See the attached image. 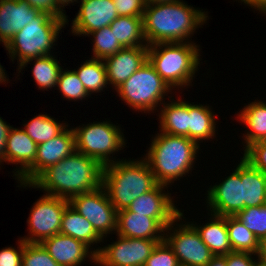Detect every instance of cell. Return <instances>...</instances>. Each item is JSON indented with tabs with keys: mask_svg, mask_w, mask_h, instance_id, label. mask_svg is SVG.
I'll use <instances>...</instances> for the list:
<instances>
[{
	"mask_svg": "<svg viewBox=\"0 0 266 266\" xmlns=\"http://www.w3.org/2000/svg\"><path fill=\"white\" fill-rule=\"evenodd\" d=\"M200 48L195 42L151 44L148 61L166 84L179 93L193 85L202 61Z\"/></svg>",
	"mask_w": 266,
	"mask_h": 266,
	"instance_id": "obj_4",
	"label": "cell"
},
{
	"mask_svg": "<svg viewBox=\"0 0 266 266\" xmlns=\"http://www.w3.org/2000/svg\"><path fill=\"white\" fill-rule=\"evenodd\" d=\"M24 122L22 124L24 131L37 145L57 137L69 126L68 122L64 120L62 122L57 121L47 113H39L36 116L34 115L31 120Z\"/></svg>",
	"mask_w": 266,
	"mask_h": 266,
	"instance_id": "obj_30",
	"label": "cell"
},
{
	"mask_svg": "<svg viewBox=\"0 0 266 266\" xmlns=\"http://www.w3.org/2000/svg\"><path fill=\"white\" fill-rule=\"evenodd\" d=\"M59 93L63 96L64 100L67 101H82V99L89 98V94L83 86L82 82L79 80L78 75L74 70H69L63 67L60 72L57 86Z\"/></svg>",
	"mask_w": 266,
	"mask_h": 266,
	"instance_id": "obj_34",
	"label": "cell"
},
{
	"mask_svg": "<svg viewBox=\"0 0 266 266\" xmlns=\"http://www.w3.org/2000/svg\"><path fill=\"white\" fill-rule=\"evenodd\" d=\"M103 168L98 160L75 151L47 168L31 184L17 182V187L40 189L44 194L70 200L101 187Z\"/></svg>",
	"mask_w": 266,
	"mask_h": 266,
	"instance_id": "obj_1",
	"label": "cell"
},
{
	"mask_svg": "<svg viewBox=\"0 0 266 266\" xmlns=\"http://www.w3.org/2000/svg\"><path fill=\"white\" fill-rule=\"evenodd\" d=\"M118 16L143 17L145 0H112Z\"/></svg>",
	"mask_w": 266,
	"mask_h": 266,
	"instance_id": "obj_40",
	"label": "cell"
},
{
	"mask_svg": "<svg viewBox=\"0 0 266 266\" xmlns=\"http://www.w3.org/2000/svg\"><path fill=\"white\" fill-rule=\"evenodd\" d=\"M184 219L183 209L165 229L164 241L174 251L181 266H206L215 255L202 241L196 228Z\"/></svg>",
	"mask_w": 266,
	"mask_h": 266,
	"instance_id": "obj_9",
	"label": "cell"
},
{
	"mask_svg": "<svg viewBox=\"0 0 266 266\" xmlns=\"http://www.w3.org/2000/svg\"><path fill=\"white\" fill-rule=\"evenodd\" d=\"M243 153L245 160L266 175V140L252 143Z\"/></svg>",
	"mask_w": 266,
	"mask_h": 266,
	"instance_id": "obj_38",
	"label": "cell"
},
{
	"mask_svg": "<svg viewBox=\"0 0 266 266\" xmlns=\"http://www.w3.org/2000/svg\"><path fill=\"white\" fill-rule=\"evenodd\" d=\"M137 159L123 158L103 168L102 186L117 211L127 209L136 198L159 184L148 163Z\"/></svg>",
	"mask_w": 266,
	"mask_h": 266,
	"instance_id": "obj_5",
	"label": "cell"
},
{
	"mask_svg": "<svg viewBox=\"0 0 266 266\" xmlns=\"http://www.w3.org/2000/svg\"><path fill=\"white\" fill-rule=\"evenodd\" d=\"M41 12L24 0H0V43L9 41Z\"/></svg>",
	"mask_w": 266,
	"mask_h": 266,
	"instance_id": "obj_19",
	"label": "cell"
},
{
	"mask_svg": "<svg viewBox=\"0 0 266 266\" xmlns=\"http://www.w3.org/2000/svg\"><path fill=\"white\" fill-rule=\"evenodd\" d=\"M244 105L236 116L237 122H242L247 128L241 137H244L243 150L254 142L266 140V102L255 99Z\"/></svg>",
	"mask_w": 266,
	"mask_h": 266,
	"instance_id": "obj_24",
	"label": "cell"
},
{
	"mask_svg": "<svg viewBox=\"0 0 266 266\" xmlns=\"http://www.w3.org/2000/svg\"><path fill=\"white\" fill-rule=\"evenodd\" d=\"M69 200L44 194L30 210L28 235L21 237L26 243H41L44 239L60 233L62 215Z\"/></svg>",
	"mask_w": 266,
	"mask_h": 266,
	"instance_id": "obj_11",
	"label": "cell"
},
{
	"mask_svg": "<svg viewBox=\"0 0 266 266\" xmlns=\"http://www.w3.org/2000/svg\"><path fill=\"white\" fill-rule=\"evenodd\" d=\"M148 60V47L123 48L105 58L107 80L111 89L116 90Z\"/></svg>",
	"mask_w": 266,
	"mask_h": 266,
	"instance_id": "obj_18",
	"label": "cell"
},
{
	"mask_svg": "<svg viewBox=\"0 0 266 266\" xmlns=\"http://www.w3.org/2000/svg\"><path fill=\"white\" fill-rule=\"evenodd\" d=\"M10 127L11 125L7 124V122L0 117V167L2 166L1 164L5 162V144Z\"/></svg>",
	"mask_w": 266,
	"mask_h": 266,
	"instance_id": "obj_43",
	"label": "cell"
},
{
	"mask_svg": "<svg viewBox=\"0 0 266 266\" xmlns=\"http://www.w3.org/2000/svg\"><path fill=\"white\" fill-rule=\"evenodd\" d=\"M212 109V106L210 107L207 103L202 105L189 102V139L195 141L199 146L203 141L208 142L210 139H215L218 134L217 116Z\"/></svg>",
	"mask_w": 266,
	"mask_h": 266,
	"instance_id": "obj_26",
	"label": "cell"
},
{
	"mask_svg": "<svg viewBox=\"0 0 266 266\" xmlns=\"http://www.w3.org/2000/svg\"><path fill=\"white\" fill-rule=\"evenodd\" d=\"M200 146L185 136L158 132L152 135L149 148L142 157L159 184L172 187L174 181L189 177L199 157ZM187 175V176H186Z\"/></svg>",
	"mask_w": 266,
	"mask_h": 266,
	"instance_id": "obj_3",
	"label": "cell"
},
{
	"mask_svg": "<svg viewBox=\"0 0 266 266\" xmlns=\"http://www.w3.org/2000/svg\"><path fill=\"white\" fill-rule=\"evenodd\" d=\"M17 242V248L7 246L0 250V266H22L24 244L26 242L21 238Z\"/></svg>",
	"mask_w": 266,
	"mask_h": 266,
	"instance_id": "obj_39",
	"label": "cell"
},
{
	"mask_svg": "<svg viewBox=\"0 0 266 266\" xmlns=\"http://www.w3.org/2000/svg\"><path fill=\"white\" fill-rule=\"evenodd\" d=\"M78 3L79 10L70 25L74 36L87 37L92 31L108 27L118 17L112 0H79Z\"/></svg>",
	"mask_w": 266,
	"mask_h": 266,
	"instance_id": "obj_16",
	"label": "cell"
},
{
	"mask_svg": "<svg viewBox=\"0 0 266 266\" xmlns=\"http://www.w3.org/2000/svg\"><path fill=\"white\" fill-rule=\"evenodd\" d=\"M115 236L116 241L100 247L96 254L97 266H144L156 245L164 241Z\"/></svg>",
	"mask_w": 266,
	"mask_h": 266,
	"instance_id": "obj_12",
	"label": "cell"
},
{
	"mask_svg": "<svg viewBox=\"0 0 266 266\" xmlns=\"http://www.w3.org/2000/svg\"><path fill=\"white\" fill-rule=\"evenodd\" d=\"M115 91L129 108L142 114L158 112L167 96L174 94L148 60Z\"/></svg>",
	"mask_w": 266,
	"mask_h": 266,
	"instance_id": "obj_7",
	"label": "cell"
},
{
	"mask_svg": "<svg viewBox=\"0 0 266 266\" xmlns=\"http://www.w3.org/2000/svg\"><path fill=\"white\" fill-rule=\"evenodd\" d=\"M238 1L239 3H243L244 5H246L250 0H236Z\"/></svg>",
	"mask_w": 266,
	"mask_h": 266,
	"instance_id": "obj_50",
	"label": "cell"
},
{
	"mask_svg": "<svg viewBox=\"0 0 266 266\" xmlns=\"http://www.w3.org/2000/svg\"><path fill=\"white\" fill-rule=\"evenodd\" d=\"M209 20L208 11L188 5L183 0L146 5L143 34L147 45L195 42L192 36Z\"/></svg>",
	"mask_w": 266,
	"mask_h": 266,
	"instance_id": "obj_2",
	"label": "cell"
},
{
	"mask_svg": "<svg viewBox=\"0 0 266 266\" xmlns=\"http://www.w3.org/2000/svg\"><path fill=\"white\" fill-rule=\"evenodd\" d=\"M92 36V54L91 58L104 60L105 58L116 54L118 51L123 49V47L117 41L114 33L111 32V28L104 27L92 31L87 35Z\"/></svg>",
	"mask_w": 266,
	"mask_h": 266,
	"instance_id": "obj_33",
	"label": "cell"
},
{
	"mask_svg": "<svg viewBox=\"0 0 266 266\" xmlns=\"http://www.w3.org/2000/svg\"><path fill=\"white\" fill-rule=\"evenodd\" d=\"M9 76L7 75L5 68L0 64V84H8L10 83L9 81ZM9 81V82H8Z\"/></svg>",
	"mask_w": 266,
	"mask_h": 266,
	"instance_id": "obj_48",
	"label": "cell"
},
{
	"mask_svg": "<svg viewBox=\"0 0 266 266\" xmlns=\"http://www.w3.org/2000/svg\"><path fill=\"white\" fill-rule=\"evenodd\" d=\"M76 151L75 134L68 126L57 137L38 144L35 161L33 162V181L47 168Z\"/></svg>",
	"mask_w": 266,
	"mask_h": 266,
	"instance_id": "obj_20",
	"label": "cell"
},
{
	"mask_svg": "<svg viewBox=\"0 0 266 266\" xmlns=\"http://www.w3.org/2000/svg\"><path fill=\"white\" fill-rule=\"evenodd\" d=\"M180 97L177 95L175 100L173 96L158 108V129L159 132L189 138V102Z\"/></svg>",
	"mask_w": 266,
	"mask_h": 266,
	"instance_id": "obj_22",
	"label": "cell"
},
{
	"mask_svg": "<svg viewBox=\"0 0 266 266\" xmlns=\"http://www.w3.org/2000/svg\"><path fill=\"white\" fill-rule=\"evenodd\" d=\"M30 63H33V67L31 68L32 78H34L33 80L35 81L38 90L49 91L48 89H55L60 72L64 67L59 63L56 55H45L25 61L17 68L18 72L16 73L18 74L16 78Z\"/></svg>",
	"mask_w": 266,
	"mask_h": 266,
	"instance_id": "obj_28",
	"label": "cell"
},
{
	"mask_svg": "<svg viewBox=\"0 0 266 266\" xmlns=\"http://www.w3.org/2000/svg\"><path fill=\"white\" fill-rule=\"evenodd\" d=\"M176 0H145L146 5L158 4V3H168Z\"/></svg>",
	"mask_w": 266,
	"mask_h": 266,
	"instance_id": "obj_49",
	"label": "cell"
},
{
	"mask_svg": "<svg viewBox=\"0 0 266 266\" xmlns=\"http://www.w3.org/2000/svg\"><path fill=\"white\" fill-rule=\"evenodd\" d=\"M240 178L243 183L244 209L266 204V175L240 158Z\"/></svg>",
	"mask_w": 266,
	"mask_h": 266,
	"instance_id": "obj_27",
	"label": "cell"
},
{
	"mask_svg": "<svg viewBox=\"0 0 266 266\" xmlns=\"http://www.w3.org/2000/svg\"><path fill=\"white\" fill-rule=\"evenodd\" d=\"M22 266H60L41 243H25Z\"/></svg>",
	"mask_w": 266,
	"mask_h": 266,
	"instance_id": "obj_36",
	"label": "cell"
},
{
	"mask_svg": "<svg viewBox=\"0 0 266 266\" xmlns=\"http://www.w3.org/2000/svg\"><path fill=\"white\" fill-rule=\"evenodd\" d=\"M208 220L205 224H199L195 221L190 223L196 228L202 241L209 247L211 252L216 256H224L232 252L229 242L226 216H220L211 212L207 213ZM195 222V223H194Z\"/></svg>",
	"mask_w": 266,
	"mask_h": 266,
	"instance_id": "obj_23",
	"label": "cell"
},
{
	"mask_svg": "<svg viewBox=\"0 0 266 266\" xmlns=\"http://www.w3.org/2000/svg\"><path fill=\"white\" fill-rule=\"evenodd\" d=\"M69 204L85 217L95 231L103 238L113 235L117 228V213L103 186L96 190L72 197Z\"/></svg>",
	"mask_w": 266,
	"mask_h": 266,
	"instance_id": "obj_10",
	"label": "cell"
},
{
	"mask_svg": "<svg viewBox=\"0 0 266 266\" xmlns=\"http://www.w3.org/2000/svg\"><path fill=\"white\" fill-rule=\"evenodd\" d=\"M226 178L209 185L206 204L207 211L220 216H235L244 209L243 183L240 178V162ZM221 182V183H220ZM218 183V184H217ZM209 209V210H208Z\"/></svg>",
	"mask_w": 266,
	"mask_h": 266,
	"instance_id": "obj_13",
	"label": "cell"
},
{
	"mask_svg": "<svg viewBox=\"0 0 266 266\" xmlns=\"http://www.w3.org/2000/svg\"><path fill=\"white\" fill-rule=\"evenodd\" d=\"M78 75L79 80L82 82L90 97L94 94L104 92L107 88V72L103 60L88 58L78 65V69H73ZM96 93V94H95Z\"/></svg>",
	"mask_w": 266,
	"mask_h": 266,
	"instance_id": "obj_31",
	"label": "cell"
},
{
	"mask_svg": "<svg viewBox=\"0 0 266 266\" xmlns=\"http://www.w3.org/2000/svg\"><path fill=\"white\" fill-rule=\"evenodd\" d=\"M245 6L254 8V11H258V14H264L262 16L266 17V0H250Z\"/></svg>",
	"mask_w": 266,
	"mask_h": 266,
	"instance_id": "obj_44",
	"label": "cell"
},
{
	"mask_svg": "<svg viewBox=\"0 0 266 266\" xmlns=\"http://www.w3.org/2000/svg\"><path fill=\"white\" fill-rule=\"evenodd\" d=\"M60 234L71 236L85 243L92 250L94 249L96 254L100 250V246L97 244L99 243L101 245L104 243L103 238L95 231L92 224L85 217L76 212L70 204L63 212Z\"/></svg>",
	"mask_w": 266,
	"mask_h": 266,
	"instance_id": "obj_25",
	"label": "cell"
},
{
	"mask_svg": "<svg viewBox=\"0 0 266 266\" xmlns=\"http://www.w3.org/2000/svg\"><path fill=\"white\" fill-rule=\"evenodd\" d=\"M144 266H181L174 251L165 241L159 242Z\"/></svg>",
	"mask_w": 266,
	"mask_h": 266,
	"instance_id": "obj_37",
	"label": "cell"
},
{
	"mask_svg": "<svg viewBox=\"0 0 266 266\" xmlns=\"http://www.w3.org/2000/svg\"><path fill=\"white\" fill-rule=\"evenodd\" d=\"M226 225L232 251L258 254L259 240L235 216H226Z\"/></svg>",
	"mask_w": 266,
	"mask_h": 266,
	"instance_id": "obj_32",
	"label": "cell"
},
{
	"mask_svg": "<svg viewBox=\"0 0 266 266\" xmlns=\"http://www.w3.org/2000/svg\"><path fill=\"white\" fill-rule=\"evenodd\" d=\"M111 120L94 121L72 127L75 134L76 151L98 160L103 166L123 160L115 154L121 153L126 146L125 139L120 127ZM126 141V142H125ZM112 155V156H111Z\"/></svg>",
	"mask_w": 266,
	"mask_h": 266,
	"instance_id": "obj_8",
	"label": "cell"
},
{
	"mask_svg": "<svg viewBox=\"0 0 266 266\" xmlns=\"http://www.w3.org/2000/svg\"><path fill=\"white\" fill-rule=\"evenodd\" d=\"M79 0H55V5L56 7L65 15H66V11L64 10L66 6H70L69 4H72V6L75 3H78Z\"/></svg>",
	"mask_w": 266,
	"mask_h": 266,
	"instance_id": "obj_46",
	"label": "cell"
},
{
	"mask_svg": "<svg viewBox=\"0 0 266 266\" xmlns=\"http://www.w3.org/2000/svg\"><path fill=\"white\" fill-rule=\"evenodd\" d=\"M168 187L158 184L153 190L136 198L126 210L154 218L166 229L181 213Z\"/></svg>",
	"mask_w": 266,
	"mask_h": 266,
	"instance_id": "obj_15",
	"label": "cell"
},
{
	"mask_svg": "<svg viewBox=\"0 0 266 266\" xmlns=\"http://www.w3.org/2000/svg\"><path fill=\"white\" fill-rule=\"evenodd\" d=\"M226 264L227 266H260L256 254L235 251L226 255Z\"/></svg>",
	"mask_w": 266,
	"mask_h": 266,
	"instance_id": "obj_41",
	"label": "cell"
},
{
	"mask_svg": "<svg viewBox=\"0 0 266 266\" xmlns=\"http://www.w3.org/2000/svg\"><path fill=\"white\" fill-rule=\"evenodd\" d=\"M27 1L32 8L39 10L40 12L48 13L53 17L60 18L62 20H68V16H65L55 5V0H24Z\"/></svg>",
	"mask_w": 266,
	"mask_h": 266,
	"instance_id": "obj_42",
	"label": "cell"
},
{
	"mask_svg": "<svg viewBox=\"0 0 266 266\" xmlns=\"http://www.w3.org/2000/svg\"><path fill=\"white\" fill-rule=\"evenodd\" d=\"M69 20L53 17L41 12L35 19L20 30L4 47L7 56L13 62L17 60V68L27 60L54 54V46L58 45L59 33ZM52 51V52H51Z\"/></svg>",
	"mask_w": 266,
	"mask_h": 266,
	"instance_id": "obj_6",
	"label": "cell"
},
{
	"mask_svg": "<svg viewBox=\"0 0 266 266\" xmlns=\"http://www.w3.org/2000/svg\"><path fill=\"white\" fill-rule=\"evenodd\" d=\"M41 244L60 266H82L85 261L96 265L94 250L71 236L55 234L44 239Z\"/></svg>",
	"mask_w": 266,
	"mask_h": 266,
	"instance_id": "obj_17",
	"label": "cell"
},
{
	"mask_svg": "<svg viewBox=\"0 0 266 266\" xmlns=\"http://www.w3.org/2000/svg\"><path fill=\"white\" fill-rule=\"evenodd\" d=\"M206 266H227L226 264V255L220 256L216 255L214 256L211 261Z\"/></svg>",
	"mask_w": 266,
	"mask_h": 266,
	"instance_id": "obj_47",
	"label": "cell"
},
{
	"mask_svg": "<svg viewBox=\"0 0 266 266\" xmlns=\"http://www.w3.org/2000/svg\"><path fill=\"white\" fill-rule=\"evenodd\" d=\"M109 27L123 48L148 47L143 34V17L118 16Z\"/></svg>",
	"mask_w": 266,
	"mask_h": 266,
	"instance_id": "obj_29",
	"label": "cell"
},
{
	"mask_svg": "<svg viewBox=\"0 0 266 266\" xmlns=\"http://www.w3.org/2000/svg\"><path fill=\"white\" fill-rule=\"evenodd\" d=\"M165 228L154 218L135 212L120 210L117 213L115 234L128 238L164 240Z\"/></svg>",
	"mask_w": 266,
	"mask_h": 266,
	"instance_id": "obj_21",
	"label": "cell"
},
{
	"mask_svg": "<svg viewBox=\"0 0 266 266\" xmlns=\"http://www.w3.org/2000/svg\"><path fill=\"white\" fill-rule=\"evenodd\" d=\"M260 266H266V238L259 242V252L257 254Z\"/></svg>",
	"mask_w": 266,
	"mask_h": 266,
	"instance_id": "obj_45",
	"label": "cell"
},
{
	"mask_svg": "<svg viewBox=\"0 0 266 266\" xmlns=\"http://www.w3.org/2000/svg\"><path fill=\"white\" fill-rule=\"evenodd\" d=\"M37 146L23 128L10 127L5 144V163L15 164L13 179L25 184L33 182V162Z\"/></svg>",
	"mask_w": 266,
	"mask_h": 266,
	"instance_id": "obj_14",
	"label": "cell"
},
{
	"mask_svg": "<svg viewBox=\"0 0 266 266\" xmlns=\"http://www.w3.org/2000/svg\"><path fill=\"white\" fill-rule=\"evenodd\" d=\"M235 217L255 235L259 242L266 238V204L245 208Z\"/></svg>",
	"mask_w": 266,
	"mask_h": 266,
	"instance_id": "obj_35",
	"label": "cell"
}]
</instances>
